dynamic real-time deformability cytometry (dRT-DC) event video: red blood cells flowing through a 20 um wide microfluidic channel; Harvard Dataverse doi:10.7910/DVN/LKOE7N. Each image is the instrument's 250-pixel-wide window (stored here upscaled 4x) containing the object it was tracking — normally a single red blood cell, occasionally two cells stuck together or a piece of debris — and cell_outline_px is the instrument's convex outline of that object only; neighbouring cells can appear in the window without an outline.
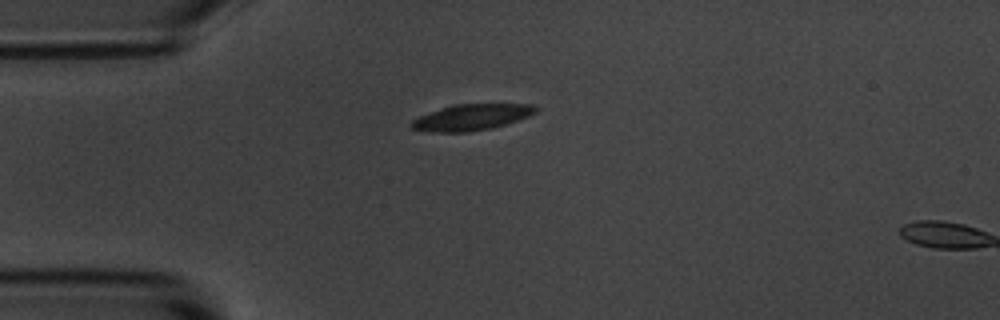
{"species": "common noctule bat (a hibernating species)", "species_latin": "Nyctalus noctula", "temperature_condition": "room temperature", "stored_images_in_passage": 2, "camera_frame_rate_fps": 3000, "um_per_image_px": 0.085, "animal": {"sex": "male", "body_mass_g": 20.1, "forearm_length_mm": 53.5}, "frame": {"image": 1, "passage_image": 1, "time_ms": 0.0, "image_size_px": [1000, 320], "cell_outline_px": [[536, 112], [528, 116], [492, 128], [468, 132], [432, 132], [412, 128], [408, 124], [412, 120], [420, 116], [440, 108], [456, 104], [532, 104], [536, 108]], "centroid_in_image_um": [40.04, 9.97], "position_along_channel_um": 45.0, "area_um2": 18.67}}